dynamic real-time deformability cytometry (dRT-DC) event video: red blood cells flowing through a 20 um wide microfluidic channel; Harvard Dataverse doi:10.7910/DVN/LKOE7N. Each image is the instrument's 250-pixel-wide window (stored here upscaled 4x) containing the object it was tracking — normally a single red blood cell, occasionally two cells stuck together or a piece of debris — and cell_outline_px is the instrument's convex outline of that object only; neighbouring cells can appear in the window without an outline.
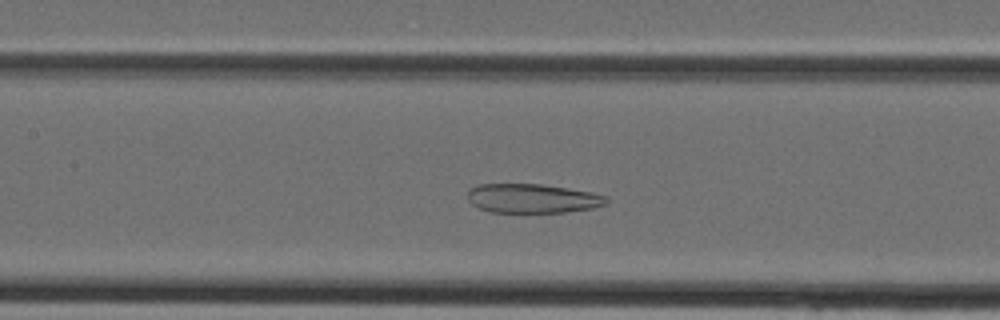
{"species": "Egyptian fruit bat (a non-hibernating species)", "species_latin": "Rousettus aegyptiacus", "temperature_condition": "cold", "stored_images_in_passage": 35, "segment_of_instrument_passage": [1, 2], "camera_frame_rate_fps": 3000, "um_per_image_px": 0.085, "animal": {"sex": "female"}, "frame": {"image": 1, "passage_image": 13, "time_ms": 4.0, "image_size_px": [1000, 320], "cell_outline_px": [[608, 204], [592, 208], [568, 212], [492, 212], [476, 208], [468, 200], [468, 192], [472, 188], [480, 184], [540, 184], [568, 188], [592, 192], [608, 196]], "centroid_in_image_um": [45.29, 16.87], "position_along_channel_um": 162.1, "area_um2": 23.7}}
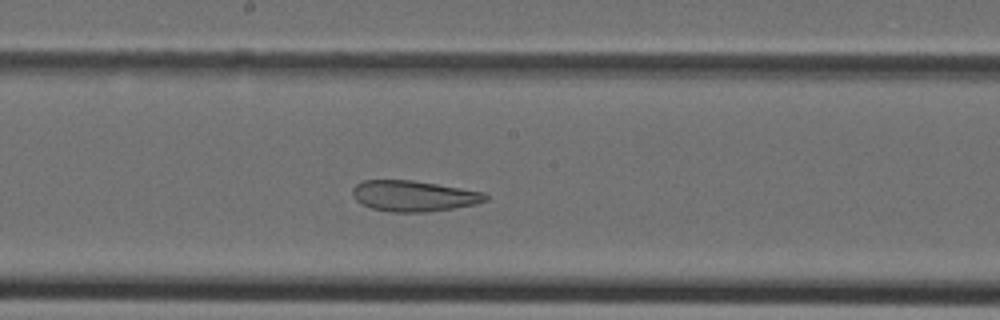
{"frame": {"image": 2, "passage_image": 16, "time_ms": 5.0, "image_size_px": [1000, 320], "cell_outline_px": [[488, 200], [476, 204], [452, 208], [424, 212], [392, 212], [372, 208], [356, 200], [352, 196], [352, 188], [356, 184], [364, 180], [412, 180], [484, 192], [488, 196]], "centroid_in_image_um": [35.16, 16.65], "position_along_channel_um": 213.0, "area_um2": 23.7}}
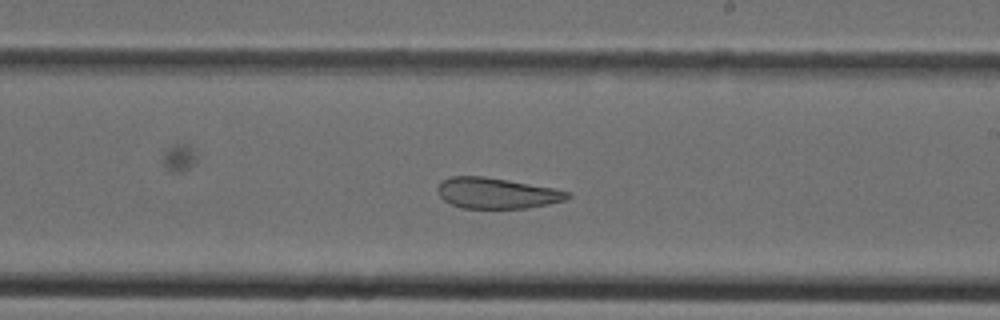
{"frame": {"image": 3, "passage_image": 18, "time_ms": 5.667, "image_size_px": [1000, 320], "cell_outline_px": [[572, 196], [564, 200], [548, 204], [524, 208], [464, 208], [452, 204], [444, 200], [440, 196], [436, 188], [440, 180], [452, 176], [484, 176], [556, 188], [568, 192]], "centroid_in_image_um": [42.2, 16.4], "position_along_channel_um": 246.8, "area_um2": 23.29}}